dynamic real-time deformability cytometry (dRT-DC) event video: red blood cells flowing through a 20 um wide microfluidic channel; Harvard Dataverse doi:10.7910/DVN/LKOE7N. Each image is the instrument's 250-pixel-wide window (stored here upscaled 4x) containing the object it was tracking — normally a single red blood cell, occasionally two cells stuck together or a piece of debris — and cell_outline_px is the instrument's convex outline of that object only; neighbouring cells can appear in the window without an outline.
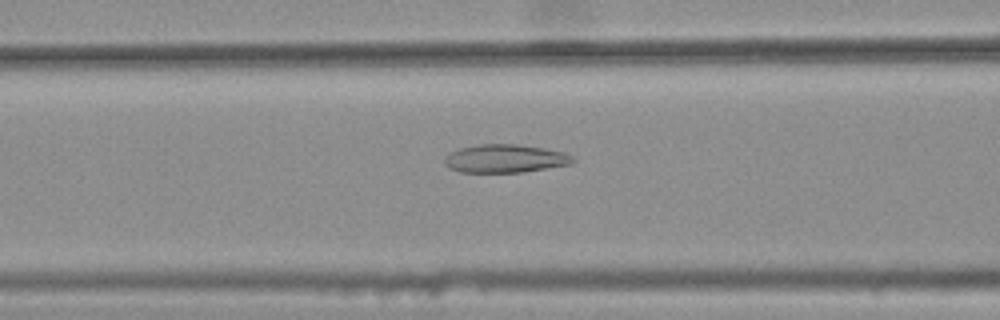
{"species": "common noctule bat (a hibernating species)", "species_latin": "Nyctalus noctula", "temperature_condition": "warm", "stored_images_in_passage": 40, "camera_frame_rate_fps": 3000, "um_per_image_px": 0.085, "animal": {"sex": "female", "body_mass_g": 25.1}, "frame": {"image": 1, "passage_image": 14, "time_ms": 4.333, "image_size_px": [1000, 320], "cell_outline_px": [[576, 160], [572, 164], [524, 172], [460, 172], [448, 168], [444, 164], [444, 156], [448, 152], [460, 148], [480, 144], [516, 144], [544, 148], [564, 152], [572, 156]], "centroid_in_image_um": [42.91, 13.48], "position_along_channel_um": 123.7, "area_um2": 21.33}}
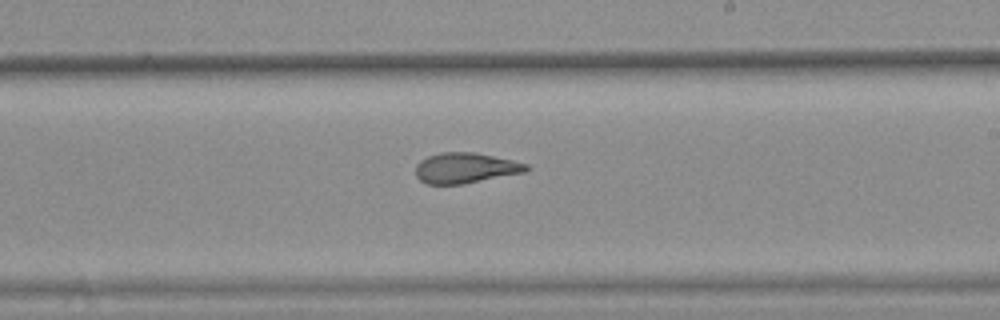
{"frame": {"image": 2, "passage_image": 24, "time_ms": 7.667, "image_size_px": [1000, 320], "cell_outline_px": [[532, 168], [524, 172], [464, 184], [428, 184], [420, 180], [416, 176], [416, 164], [420, 160], [428, 156], [440, 152], [476, 152], [512, 160], [528, 164]], "centroid_in_image_um": [39.56, 14.27], "position_along_channel_um": 249.4, "area_um2": 19.71}}
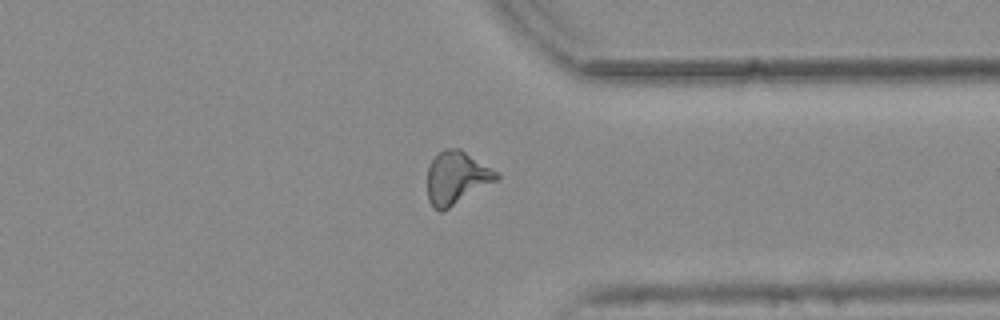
{"frame": {"image": 3, "passage_image": 34, "time_ms": 11.0, "image_size_px": [1000, 320], "cell_outline_px": [[500, 176], [496, 180], [444, 212], [440, 212], [428, 200], [428, 168], [432, 160], [444, 148], [460, 148], [496, 172]], "centroid_in_image_um": [38.78, 15.13], "position_along_channel_um": 372.6, "area_um2": 20.92}, "authors_computed_cell_mechanics": {"area_um2": 20.1144, "velocity_mm_per_s": 3.7846, "shape_relaxation_time_tau1_ms": null, "shape_relaxation_time_tau2_ms": 2.0442, "deformation_change_tau1": null, "deformation_change_tau2": 0.1073}}